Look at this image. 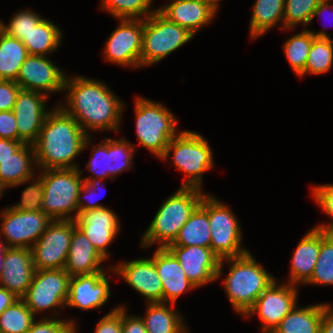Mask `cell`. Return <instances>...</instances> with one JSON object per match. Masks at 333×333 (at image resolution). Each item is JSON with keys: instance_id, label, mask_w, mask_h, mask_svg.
Listing matches in <instances>:
<instances>
[{"instance_id": "obj_37", "label": "cell", "mask_w": 333, "mask_h": 333, "mask_svg": "<svg viewBox=\"0 0 333 333\" xmlns=\"http://www.w3.org/2000/svg\"><path fill=\"white\" fill-rule=\"evenodd\" d=\"M152 0H102V9H106L114 17L124 19H135V17L145 16L146 19L157 10L150 9Z\"/></svg>"}, {"instance_id": "obj_33", "label": "cell", "mask_w": 333, "mask_h": 333, "mask_svg": "<svg viewBox=\"0 0 333 333\" xmlns=\"http://www.w3.org/2000/svg\"><path fill=\"white\" fill-rule=\"evenodd\" d=\"M315 38L330 37L324 31L314 33L305 29L304 32L291 37L284 44L285 55L297 75H300L305 70L309 50Z\"/></svg>"}, {"instance_id": "obj_3", "label": "cell", "mask_w": 333, "mask_h": 333, "mask_svg": "<svg viewBox=\"0 0 333 333\" xmlns=\"http://www.w3.org/2000/svg\"><path fill=\"white\" fill-rule=\"evenodd\" d=\"M204 195L199 188L181 187L167 198L145 232L143 246L159 242V247L166 248L172 244L180 229L200 205Z\"/></svg>"}, {"instance_id": "obj_21", "label": "cell", "mask_w": 333, "mask_h": 333, "mask_svg": "<svg viewBox=\"0 0 333 333\" xmlns=\"http://www.w3.org/2000/svg\"><path fill=\"white\" fill-rule=\"evenodd\" d=\"M114 269L133 289L146 297L148 303L163 302L162 281L152 258L128 261Z\"/></svg>"}, {"instance_id": "obj_29", "label": "cell", "mask_w": 333, "mask_h": 333, "mask_svg": "<svg viewBox=\"0 0 333 333\" xmlns=\"http://www.w3.org/2000/svg\"><path fill=\"white\" fill-rule=\"evenodd\" d=\"M61 30L54 23L42 19L23 39L28 55L46 56L60 43Z\"/></svg>"}, {"instance_id": "obj_40", "label": "cell", "mask_w": 333, "mask_h": 333, "mask_svg": "<svg viewBox=\"0 0 333 333\" xmlns=\"http://www.w3.org/2000/svg\"><path fill=\"white\" fill-rule=\"evenodd\" d=\"M31 11H21L14 15L9 25L0 21V30L5 34L17 38L20 41L42 20Z\"/></svg>"}, {"instance_id": "obj_32", "label": "cell", "mask_w": 333, "mask_h": 333, "mask_svg": "<svg viewBox=\"0 0 333 333\" xmlns=\"http://www.w3.org/2000/svg\"><path fill=\"white\" fill-rule=\"evenodd\" d=\"M285 0H256L250 23L252 38L263 35L283 20Z\"/></svg>"}, {"instance_id": "obj_45", "label": "cell", "mask_w": 333, "mask_h": 333, "mask_svg": "<svg viewBox=\"0 0 333 333\" xmlns=\"http://www.w3.org/2000/svg\"><path fill=\"white\" fill-rule=\"evenodd\" d=\"M21 87L14 80L0 79V111H11Z\"/></svg>"}, {"instance_id": "obj_46", "label": "cell", "mask_w": 333, "mask_h": 333, "mask_svg": "<svg viewBox=\"0 0 333 333\" xmlns=\"http://www.w3.org/2000/svg\"><path fill=\"white\" fill-rule=\"evenodd\" d=\"M95 333H122V307L106 314L97 324Z\"/></svg>"}, {"instance_id": "obj_7", "label": "cell", "mask_w": 333, "mask_h": 333, "mask_svg": "<svg viewBox=\"0 0 333 333\" xmlns=\"http://www.w3.org/2000/svg\"><path fill=\"white\" fill-rule=\"evenodd\" d=\"M171 151L174 165L189 176L182 187L200 189L202 174L213 166L212 151L208 142L195 132L183 131L169 142L161 159L166 160Z\"/></svg>"}, {"instance_id": "obj_16", "label": "cell", "mask_w": 333, "mask_h": 333, "mask_svg": "<svg viewBox=\"0 0 333 333\" xmlns=\"http://www.w3.org/2000/svg\"><path fill=\"white\" fill-rule=\"evenodd\" d=\"M46 98L45 93L19 90L12 109L17 123L19 142L33 144L37 140L49 114L44 106Z\"/></svg>"}, {"instance_id": "obj_8", "label": "cell", "mask_w": 333, "mask_h": 333, "mask_svg": "<svg viewBox=\"0 0 333 333\" xmlns=\"http://www.w3.org/2000/svg\"><path fill=\"white\" fill-rule=\"evenodd\" d=\"M184 27L168 21L158 11L144 19L141 66L161 61L192 39Z\"/></svg>"}, {"instance_id": "obj_44", "label": "cell", "mask_w": 333, "mask_h": 333, "mask_svg": "<svg viewBox=\"0 0 333 333\" xmlns=\"http://www.w3.org/2000/svg\"><path fill=\"white\" fill-rule=\"evenodd\" d=\"M92 158L87 164L89 170L97 175V179L106 178L109 176L107 169V155H108V138L100 143L99 146L93 148ZM103 167V168H102Z\"/></svg>"}, {"instance_id": "obj_14", "label": "cell", "mask_w": 333, "mask_h": 333, "mask_svg": "<svg viewBox=\"0 0 333 333\" xmlns=\"http://www.w3.org/2000/svg\"><path fill=\"white\" fill-rule=\"evenodd\" d=\"M276 280L270 284L257 298L254 306L246 316L258 313L262 329L265 333H272L280 321L297 306V290L294 285L283 284L277 286Z\"/></svg>"}, {"instance_id": "obj_4", "label": "cell", "mask_w": 333, "mask_h": 333, "mask_svg": "<svg viewBox=\"0 0 333 333\" xmlns=\"http://www.w3.org/2000/svg\"><path fill=\"white\" fill-rule=\"evenodd\" d=\"M231 268L224 287L236 312L246 315L261 293L276 279L260 266L251 253L226 258Z\"/></svg>"}, {"instance_id": "obj_24", "label": "cell", "mask_w": 333, "mask_h": 333, "mask_svg": "<svg viewBox=\"0 0 333 333\" xmlns=\"http://www.w3.org/2000/svg\"><path fill=\"white\" fill-rule=\"evenodd\" d=\"M105 259L91 244L84 233L76 226L74 220V231L71 237L69 254L64 270L69 275H84L97 272H103L102 267H99Z\"/></svg>"}, {"instance_id": "obj_13", "label": "cell", "mask_w": 333, "mask_h": 333, "mask_svg": "<svg viewBox=\"0 0 333 333\" xmlns=\"http://www.w3.org/2000/svg\"><path fill=\"white\" fill-rule=\"evenodd\" d=\"M121 24L111 34L104 52L106 60L120 66H141L144 19H121Z\"/></svg>"}, {"instance_id": "obj_17", "label": "cell", "mask_w": 333, "mask_h": 333, "mask_svg": "<svg viewBox=\"0 0 333 333\" xmlns=\"http://www.w3.org/2000/svg\"><path fill=\"white\" fill-rule=\"evenodd\" d=\"M65 80L63 72L46 56L28 55L15 82L21 89L47 94L64 90Z\"/></svg>"}, {"instance_id": "obj_1", "label": "cell", "mask_w": 333, "mask_h": 333, "mask_svg": "<svg viewBox=\"0 0 333 333\" xmlns=\"http://www.w3.org/2000/svg\"><path fill=\"white\" fill-rule=\"evenodd\" d=\"M89 137L76 120L61 107L50 111L32 144L34 163L42 170L78 168L72 160L88 146Z\"/></svg>"}, {"instance_id": "obj_12", "label": "cell", "mask_w": 333, "mask_h": 333, "mask_svg": "<svg viewBox=\"0 0 333 333\" xmlns=\"http://www.w3.org/2000/svg\"><path fill=\"white\" fill-rule=\"evenodd\" d=\"M52 220L43 211H20L7 208L2 212L1 233L7 247H32Z\"/></svg>"}, {"instance_id": "obj_10", "label": "cell", "mask_w": 333, "mask_h": 333, "mask_svg": "<svg viewBox=\"0 0 333 333\" xmlns=\"http://www.w3.org/2000/svg\"><path fill=\"white\" fill-rule=\"evenodd\" d=\"M74 220H52L31 247L36 270L64 269L69 254Z\"/></svg>"}, {"instance_id": "obj_41", "label": "cell", "mask_w": 333, "mask_h": 333, "mask_svg": "<svg viewBox=\"0 0 333 333\" xmlns=\"http://www.w3.org/2000/svg\"><path fill=\"white\" fill-rule=\"evenodd\" d=\"M43 200V180L40 177L22 192V200L12 208L20 211H41Z\"/></svg>"}, {"instance_id": "obj_52", "label": "cell", "mask_w": 333, "mask_h": 333, "mask_svg": "<svg viewBox=\"0 0 333 333\" xmlns=\"http://www.w3.org/2000/svg\"><path fill=\"white\" fill-rule=\"evenodd\" d=\"M18 299L13 293L0 286V314Z\"/></svg>"}, {"instance_id": "obj_30", "label": "cell", "mask_w": 333, "mask_h": 333, "mask_svg": "<svg viewBox=\"0 0 333 333\" xmlns=\"http://www.w3.org/2000/svg\"><path fill=\"white\" fill-rule=\"evenodd\" d=\"M27 56L22 41L0 30V79L16 81L20 67Z\"/></svg>"}, {"instance_id": "obj_50", "label": "cell", "mask_w": 333, "mask_h": 333, "mask_svg": "<svg viewBox=\"0 0 333 333\" xmlns=\"http://www.w3.org/2000/svg\"><path fill=\"white\" fill-rule=\"evenodd\" d=\"M24 143L11 139L0 138V163L16 152Z\"/></svg>"}, {"instance_id": "obj_23", "label": "cell", "mask_w": 333, "mask_h": 333, "mask_svg": "<svg viewBox=\"0 0 333 333\" xmlns=\"http://www.w3.org/2000/svg\"><path fill=\"white\" fill-rule=\"evenodd\" d=\"M168 21L187 29L193 35L214 17L216 11L197 0H174L157 10Z\"/></svg>"}, {"instance_id": "obj_42", "label": "cell", "mask_w": 333, "mask_h": 333, "mask_svg": "<svg viewBox=\"0 0 333 333\" xmlns=\"http://www.w3.org/2000/svg\"><path fill=\"white\" fill-rule=\"evenodd\" d=\"M74 324L72 321L44 318L38 323L34 321L31 328L25 333H75Z\"/></svg>"}, {"instance_id": "obj_39", "label": "cell", "mask_w": 333, "mask_h": 333, "mask_svg": "<svg viewBox=\"0 0 333 333\" xmlns=\"http://www.w3.org/2000/svg\"><path fill=\"white\" fill-rule=\"evenodd\" d=\"M320 2L321 0H285L283 29H291L302 22L306 26L313 19L314 10Z\"/></svg>"}, {"instance_id": "obj_51", "label": "cell", "mask_w": 333, "mask_h": 333, "mask_svg": "<svg viewBox=\"0 0 333 333\" xmlns=\"http://www.w3.org/2000/svg\"><path fill=\"white\" fill-rule=\"evenodd\" d=\"M320 333H333V308L327 305L321 321Z\"/></svg>"}, {"instance_id": "obj_20", "label": "cell", "mask_w": 333, "mask_h": 333, "mask_svg": "<svg viewBox=\"0 0 333 333\" xmlns=\"http://www.w3.org/2000/svg\"><path fill=\"white\" fill-rule=\"evenodd\" d=\"M4 270L0 285L22 298L30 286L35 267L29 248L8 247L4 253Z\"/></svg>"}, {"instance_id": "obj_54", "label": "cell", "mask_w": 333, "mask_h": 333, "mask_svg": "<svg viewBox=\"0 0 333 333\" xmlns=\"http://www.w3.org/2000/svg\"><path fill=\"white\" fill-rule=\"evenodd\" d=\"M328 7H329L328 1H321L317 6V8L314 10L313 18L315 16L321 15L324 11H326ZM331 7H333V5ZM329 17L331 18V15Z\"/></svg>"}, {"instance_id": "obj_49", "label": "cell", "mask_w": 333, "mask_h": 333, "mask_svg": "<svg viewBox=\"0 0 333 333\" xmlns=\"http://www.w3.org/2000/svg\"><path fill=\"white\" fill-rule=\"evenodd\" d=\"M124 307H122V333H147L141 317L134 315L127 316Z\"/></svg>"}, {"instance_id": "obj_38", "label": "cell", "mask_w": 333, "mask_h": 333, "mask_svg": "<svg viewBox=\"0 0 333 333\" xmlns=\"http://www.w3.org/2000/svg\"><path fill=\"white\" fill-rule=\"evenodd\" d=\"M133 148L124 139L118 141L108 138L107 169L110 179L113 178V175L115 176L132 167Z\"/></svg>"}, {"instance_id": "obj_56", "label": "cell", "mask_w": 333, "mask_h": 333, "mask_svg": "<svg viewBox=\"0 0 333 333\" xmlns=\"http://www.w3.org/2000/svg\"><path fill=\"white\" fill-rule=\"evenodd\" d=\"M5 188H7V186L0 180V197L2 196V192Z\"/></svg>"}, {"instance_id": "obj_22", "label": "cell", "mask_w": 333, "mask_h": 333, "mask_svg": "<svg viewBox=\"0 0 333 333\" xmlns=\"http://www.w3.org/2000/svg\"><path fill=\"white\" fill-rule=\"evenodd\" d=\"M152 259L162 281L163 303L171 301L174 306L176 299L184 291L196 287L186 276L179 261L167 248L159 247Z\"/></svg>"}, {"instance_id": "obj_43", "label": "cell", "mask_w": 333, "mask_h": 333, "mask_svg": "<svg viewBox=\"0 0 333 333\" xmlns=\"http://www.w3.org/2000/svg\"><path fill=\"white\" fill-rule=\"evenodd\" d=\"M313 196L319 206L333 218V185H322L313 188ZM318 229L333 233V222L327 226L320 225L316 227Z\"/></svg>"}, {"instance_id": "obj_35", "label": "cell", "mask_w": 333, "mask_h": 333, "mask_svg": "<svg viewBox=\"0 0 333 333\" xmlns=\"http://www.w3.org/2000/svg\"><path fill=\"white\" fill-rule=\"evenodd\" d=\"M333 285V233L321 230V250L311 279L306 284Z\"/></svg>"}, {"instance_id": "obj_2", "label": "cell", "mask_w": 333, "mask_h": 333, "mask_svg": "<svg viewBox=\"0 0 333 333\" xmlns=\"http://www.w3.org/2000/svg\"><path fill=\"white\" fill-rule=\"evenodd\" d=\"M68 92V108L71 115L87 134V129L117 130L123 104L102 82L85 77H66L64 90Z\"/></svg>"}, {"instance_id": "obj_31", "label": "cell", "mask_w": 333, "mask_h": 333, "mask_svg": "<svg viewBox=\"0 0 333 333\" xmlns=\"http://www.w3.org/2000/svg\"><path fill=\"white\" fill-rule=\"evenodd\" d=\"M163 302L149 303L147 315L141 317L147 333H186L183 319Z\"/></svg>"}, {"instance_id": "obj_18", "label": "cell", "mask_w": 333, "mask_h": 333, "mask_svg": "<svg viewBox=\"0 0 333 333\" xmlns=\"http://www.w3.org/2000/svg\"><path fill=\"white\" fill-rule=\"evenodd\" d=\"M117 217L112 210L103 207L78 212V217L75 219L76 226L104 259L109 256L106 247L120 229Z\"/></svg>"}, {"instance_id": "obj_26", "label": "cell", "mask_w": 333, "mask_h": 333, "mask_svg": "<svg viewBox=\"0 0 333 333\" xmlns=\"http://www.w3.org/2000/svg\"><path fill=\"white\" fill-rule=\"evenodd\" d=\"M327 305L322 303L300 309L295 306L272 333H320L324 308Z\"/></svg>"}, {"instance_id": "obj_9", "label": "cell", "mask_w": 333, "mask_h": 333, "mask_svg": "<svg viewBox=\"0 0 333 333\" xmlns=\"http://www.w3.org/2000/svg\"><path fill=\"white\" fill-rule=\"evenodd\" d=\"M200 205L208 212L210 248L220 260L240 257L249 252L240 247L242 237L239 222L228 207L209 195H204Z\"/></svg>"}, {"instance_id": "obj_27", "label": "cell", "mask_w": 333, "mask_h": 333, "mask_svg": "<svg viewBox=\"0 0 333 333\" xmlns=\"http://www.w3.org/2000/svg\"><path fill=\"white\" fill-rule=\"evenodd\" d=\"M28 151V152H27ZM32 152V153H31ZM34 159V149L32 144L24 143L10 157L0 163V180L7 187H14L24 184L33 177L31 166Z\"/></svg>"}, {"instance_id": "obj_36", "label": "cell", "mask_w": 333, "mask_h": 333, "mask_svg": "<svg viewBox=\"0 0 333 333\" xmlns=\"http://www.w3.org/2000/svg\"><path fill=\"white\" fill-rule=\"evenodd\" d=\"M333 63V40L330 38H315L309 50L305 70L299 75L307 73L321 74L327 72Z\"/></svg>"}, {"instance_id": "obj_19", "label": "cell", "mask_w": 333, "mask_h": 333, "mask_svg": "<svg viewBox=\"0 0 333 333\" xmlns=\"http://www.w3.org/2000/svg\"><path fill=\"white\" fill-rule=\"evenodd\" d=\"M108 281L104 272L72 276L65 305L82 310L101 307L110 295Z\"/></svg>"}, {"instance_id": "obj_25", "label": "cell", "mask_w": 333, "mask_h": 333, "mask_svg": "<svg viewBox=\"0 0 333 333\" xmlns=\"http://www.w3.org/2000/svg\"><path fill=\"white\" fill-rule=\"evenodd\" d=\"M320 250L321 229L313 228L302 238L292 256L290 284H306L311 279Z\"/></svg>"}, {"instance_id": "obj_11", "label": "cell", "mask_w": 333, "mask_h": 333, "mask_svg": "<svg viewBox=\"0 0 333 333\" xmlns=\"http://www.w3.org/2000/svg\"><path fill=\"white\" fill-rule=\"evenodd\" d=\"M71 276L64 269L35 270L32 282L21 298L34 315L66 304Z\"/></svg>"}, {"instance_id": "obj_48", "label": "cell", "mask_w": 333, "mask_h": 333, "mask_svg": "<svg viewBox=\"0 0 333 333\" xmlns=\"http://www.w3.org/2000/svg\"><path fill=\"white\" fill-rule=\"evenodd\" d=\"M13 111H0V138L18 141V130Z\"/></svg>"}, {"instance_id": "obj_28", "label": "cell", "mask_w": 333, "mask_h": 333, "mask_svg": "<svg viewBox=\"0 0 333 333\" xmlns=\"http://www.w3.org/2000/svg\"><path fill=\"white\" fill-rule=\"evenodd\" d=\"M211 231L208 212L199 205L168 246H200L210 248Z\"/></svg>"}, {"instance_id": "obj_53", "label": "cell", "mask_w": 333, "mask_h": 333, "mask_svg": "<svg viewBox=\"0 0 333 333\" xmlns=\"http://www.w3.org/2000/svg\"><path fill=\"white\" fill-rule=\"evenodd\" d=\"M7 245L6 243L4 244L3 241L1 240L0 241V280H1V277H2V273H3V270H4V253L7 249Z\"/></svg>"}, {"instance_id": "obj_6", "label": "cell", "mask_w": 333, "mask_h": 333, "mask_svg": "<svg viewBox=\"0 0 333 333\" xmlns=\"http://www.w3.org/2000/svg\"><path fill=\"white\" fill-rule=\"evenodd\" d=\"M135 108L139 145L162 158L169 142L176 136L175 116L160 103L142 97L136 99Z\"/></svg>"}, {"instance_id": "obj_15", "label": "cell", "mask_w": 333, "mask_h": 333, "mask_svg": "<svg viewBox=\"0 0 333 333\" xmlns=\"http://www.w3.org/2000/svg\"><path fill=\"white\" fill-rule=\"evenodd\" d=\"M179 261L188 279L196 286L215 281L222 274L220 260L211 248L200 246H167Z\"/></svg>"}, {"instance_id": "obj_34", "label": "cell", "mask_w": 333, "mask_h": 333, "mask_svg": "<svg viewBox=\"0 0 333 333\" xmlns=\"http://www.w3.org/2000/svg\"><path fill=\"white\" fill-rule=\"evenodd\" d=\"M34 314L19 298L0 314V333H25L34 320Z\"/></svg>"}, {"instance_id": "obj_47", "label": "cell", "mask_w": 333, "mask_h": 333, "mask_svg": "<svg viewBox=\"0 0 333 333\" xmlns=\"http://www.w3.org/2000/svg\"><path fill=\"white\" fill-rule=\"evenodd\" d=\"M99 181L97 180V178H85L83 179V183L81 185V188L79 190V199H78V212H83V211H87V210H94V209H98V208H103L105 206L103 205H99V203H95L96 201H94L92 199V196H90V198L88 197V201L91 203L88 204H83L82 203V192H86L88 193L91 192V194L93 195L95 193V190L97 189L98 185H99ZM94 190V191H93ZM88 196V195H87Z\"/></svg>"}, {"instance_id": "obj_5", "label": "cell", "mask_w": 333, "mask_h": 333, "mask_svg": "<svg viewBox=\"0 0 333 333\" xmlns=\"http://www.w3.org/2000/svg\"><path fill=\"white\" fill-rule=\"evenodd\" d=\"M78 168L43 170V211L51 220H75L78 217L79 190L83 183ZM75 216L68 217L71 211Z\"/></svg>"}, {"instance_id": "obj_55", "label": "cell", "mask_w": 333, "mask_h": 333, "mask_svg": "<svg viewBox=\"0 0 333 333\" xmlns=\"http://www.w3.org/2000/svg\"><path fill=\"white\" fill-rule=\"evenodd\" d=\"M199 2L202 3H206L207 5H209L213 10L217 11L218 8V1L220 0H197Z\"/></svg>"}]
</instances>
